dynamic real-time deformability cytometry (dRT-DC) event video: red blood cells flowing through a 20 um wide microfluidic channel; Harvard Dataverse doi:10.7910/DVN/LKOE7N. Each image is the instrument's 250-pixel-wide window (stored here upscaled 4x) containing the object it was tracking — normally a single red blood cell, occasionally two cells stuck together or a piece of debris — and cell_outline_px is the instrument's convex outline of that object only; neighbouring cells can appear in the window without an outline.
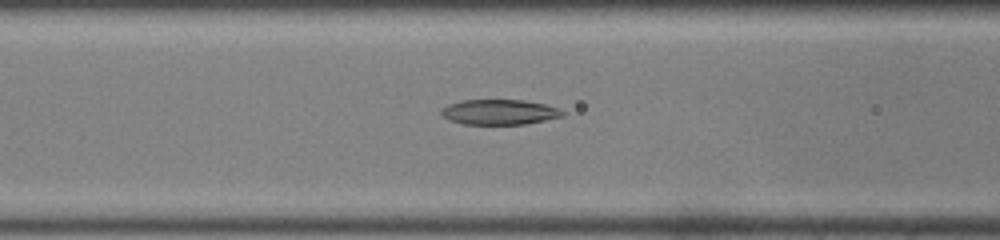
{"species": "common noctule bat (a hibernating species)", "species_latin": "Nyctalus noctula", "temperature_condition": "room temperature", "stored_images_in_passage": 38, "camera_frame_rate_fps": 3000, "um_per_image_px": 0.085, "animal": {"sex": "male", "body_mass_g": 19.0, "forearm_length_mm": 50.8}, "frame": {"image": 1, "passage_image": 15, "time_ms": 4.667, "image_size_px": [1000, 240], "cell_outline_px": [[564, 116], [524, 124], [464, 124], [448, 120], [440, 112], [448, 104], [460, 100], [524, 100], [544, 104], [556, 108], [564, 112]], "centroid_in_image_um": [42.42, 9.52], "position_along_channel_um": 124.2, "area_um2": 17.63}}
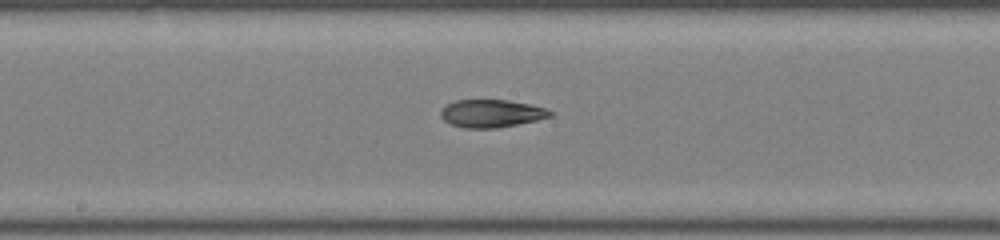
{"frame": {"image": 2, "passage_image": 21, "time_ms": 6.667, "image_size_px": [1000, 240], "cell_outline_px": [[552, 116], [536, 120], [496, 128], [464, 128], [452, 124], [444, 120], [440, 116], [440, 112], [448, 104], [456, 100], [508, 100], [528, 104], [544, 108], [552, 112]], "centroid_in_image_um": [41.75, 9.64], "position_along_channel_um": 206.4, "area_um2": 17.4}}
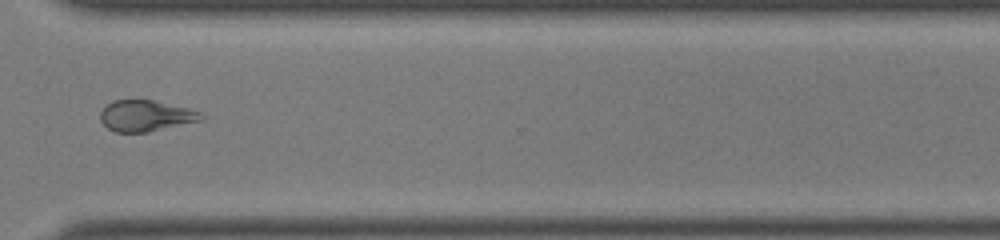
{"frame": {"image": 3, "passage_image": 32, "time_ms": 10.333, "image_size_px": [1000, 240], "cell_outline_px": [[204, 120], [148, 132], [116, 132], [108, 128], [100, 120], [100, 112], [112, 100], [152, 100], [188, 108], [200, 112], [204, 116]], "centroid_in_image_um": [12.4, 9.85], "position_along_channel_um": 358.2, "area_um2": 18.21}}